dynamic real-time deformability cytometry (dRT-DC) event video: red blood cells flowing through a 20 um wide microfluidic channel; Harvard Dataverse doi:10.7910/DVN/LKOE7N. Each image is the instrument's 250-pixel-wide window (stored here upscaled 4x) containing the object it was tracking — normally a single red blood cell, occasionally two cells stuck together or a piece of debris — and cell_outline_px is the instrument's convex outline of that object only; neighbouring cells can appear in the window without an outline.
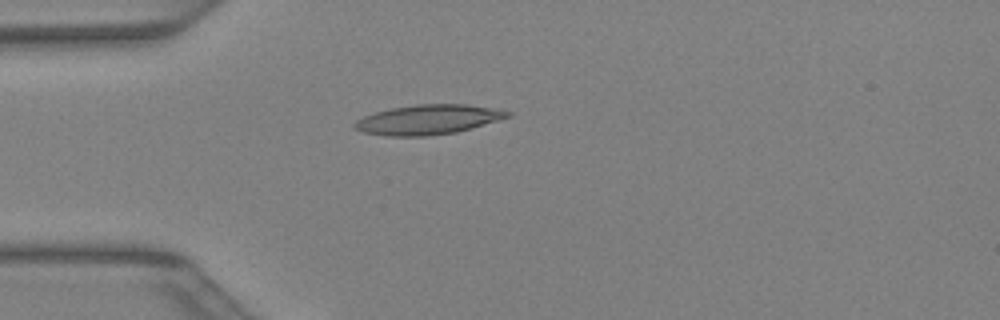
{"species": "Egyptian fruit bat (a non-hibernating species)", "species_latin": "Rousettus aegyptiacus", "temperature_condition": "warm", "stored_images_in_passage": 11, "camera_frame_rate_fps": 3000, "um_per_image_px": 0.085, "animal": {"sex": "female"}, "frame": {"image": 1, "passage_image": 10, "time_ms": 3.0, "image_size_px": [1000, 320], "cell_outline_px": [[512, 116], [456, 132], [424, 136], [388, 136], [364, 132], [352, 128], [352, 124], [356, 120], [364, 116], [388, 108], [416, 104], [464, 104], [496, 108], [512, 112]], "centroid_in_image_um": [36.36, 10.15], "position_along_channel_um": 48.6, "area_um2": 26.53}}